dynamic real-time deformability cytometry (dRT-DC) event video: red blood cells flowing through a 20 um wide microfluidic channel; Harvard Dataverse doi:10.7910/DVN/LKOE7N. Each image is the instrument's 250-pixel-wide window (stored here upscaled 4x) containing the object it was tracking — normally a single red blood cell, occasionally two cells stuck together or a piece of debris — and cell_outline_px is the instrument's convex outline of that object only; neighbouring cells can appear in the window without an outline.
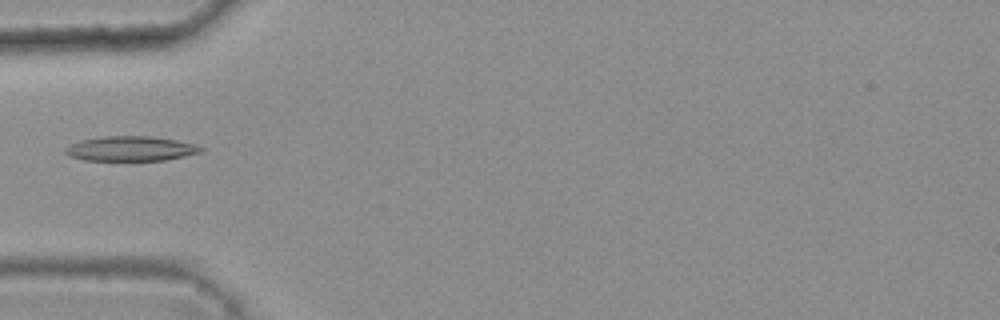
{"species": "common noctule bat (a hibernating species)", "species_latin": "Nyctalus noctula", "temperature_condition": "warm", "stored_images_in_passage": 6, "camera_frame_rate_fps": 3000, "um_per_image_px": 0.085, "animal": {"sex": "female", "body_mass_g": 25.1}, "frame": {"image": 1, "passage_image": 5, "time_ms": 1.333, "image_size_px": [1000, 320], "cell_outline_px": [[204, 152], [164, 160], [84, 160], [68, 156], [64, 152], [64, 148], [68, 144], [80, 140], [104, 136], [152, 136], [176, 140], [196, 144], [204, 148]], "centroid_in_image_um": [11.1, 12.63], "position_along_channel_um": 73.9, "area_um2": 19.77}}
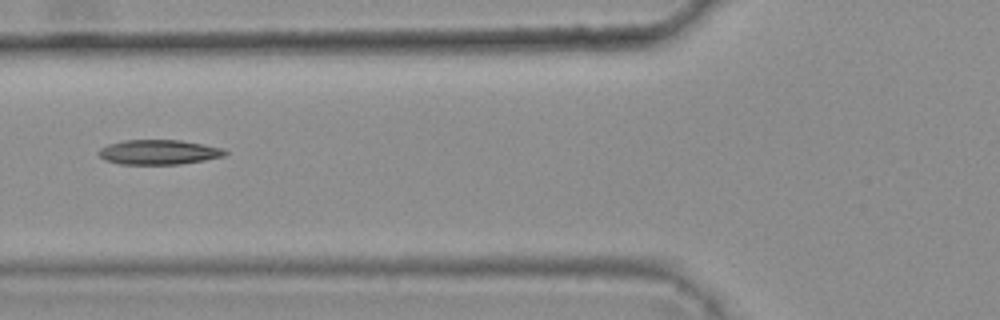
{"frame": {"image": 2, "passage_image": 6, "time_ms": 1.667, "image_size_px": [1000, 320], "cell_outline_px": [[228, 152], [224, 156], [204, 160], [180, 164], [120, 164], [104, 160], [100, 156], [100, 148], [108, 144], [124, 140], [180, 140], [204, 144], [224, 148]], "centroid_in_image_um": [13.52, 12.93], "position_along_channel_um": 112.3, "area_um2": 18.21}}